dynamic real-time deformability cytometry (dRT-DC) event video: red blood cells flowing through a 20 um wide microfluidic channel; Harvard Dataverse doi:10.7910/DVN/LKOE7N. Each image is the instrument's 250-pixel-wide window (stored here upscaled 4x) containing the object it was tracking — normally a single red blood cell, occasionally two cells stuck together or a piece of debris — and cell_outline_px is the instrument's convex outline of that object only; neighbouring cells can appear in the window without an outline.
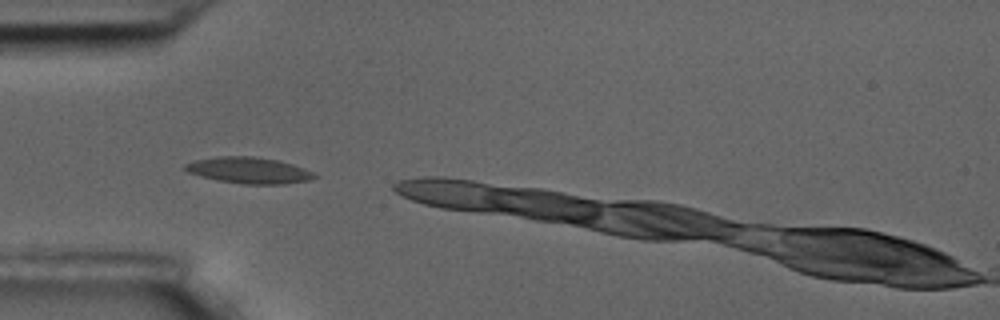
{"species": "common noctule bat (a hibernating species)", "species_latin": "Nyctalus noctula", "temperature_condition": "room temperature", "stored_images_in_passage": 3, "camera_frame_rate_fps": 3000, "um_per_image_px": 0.085, "animal": {"sex": "male", "body_mass_g": 17.5, "forearm_length_mm": 52.3}, "frame": {"image": 1, "passage_image": 1, "time_ms": 0.0, "image_size_px": [1000, 320], "cell_outline_px": [[316, 176], [312, 180], [284, 184], [244, 184], [220, 180], [200, 176], [188, 172], [184, 168], [184, 164], [196, 160], [216, 156], [252, 156], [280, 160], [292, 164], [312, 172]], "centroid_in_image_um": [21.16, 14.47], "position_along_channel_um": 63.8, "area_um2": 19.65}}